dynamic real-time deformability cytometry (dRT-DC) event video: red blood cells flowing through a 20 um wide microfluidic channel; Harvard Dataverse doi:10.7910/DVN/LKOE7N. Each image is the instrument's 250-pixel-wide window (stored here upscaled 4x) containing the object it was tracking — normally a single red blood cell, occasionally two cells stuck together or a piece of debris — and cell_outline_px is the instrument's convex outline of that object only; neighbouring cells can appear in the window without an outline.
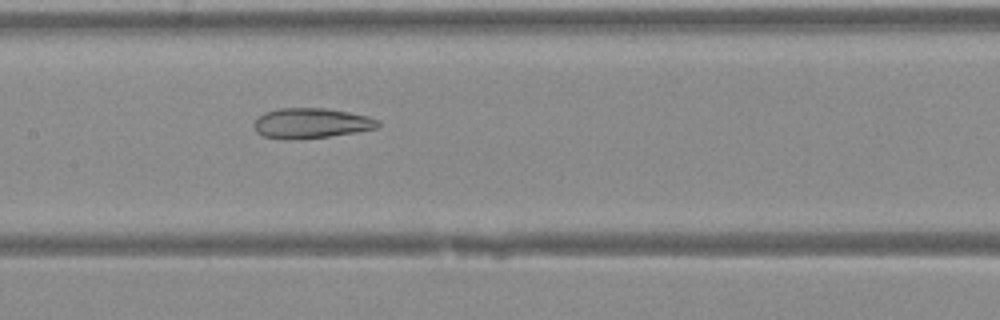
{"species": "Egyptian fruit bat (a non-hibernating species)", "species_latin": "Rousettus aegyptiacus", "temperature_condition": "warm", "stored_images_in_passage": 42, "camera_frame_rate_fps": 3000, "um_per_image_px": 0.085, "animal": {"sex": "female"}, "frame": {"image": 1, "passage_image": 22, "time_ms": 7.0, "image_size_px": [1000, 320], "cell_outline_px": [[380, 128], [356, 132], [328, 136], [264, 136], [256, 132], [252, 124], [256, 116], [264, 112], [280, 108], [324, 108], [348, 112], [368, 116], [380, 120]], "centroid_in_image_um": [26.49, 10.41], "position_along_channel_um": 180.9, "area_um2": 21.1}}
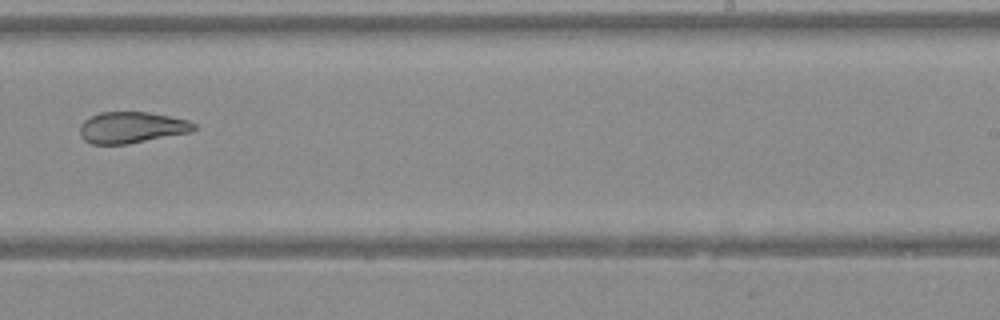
{"frame": {"image": 2, "passage_image": 28, "time_ms": 9.0, "image_size_px": [1000, 320], "cell_outline_px": [[196, 128], [188, 132], [128, 144], [92, 144], [84, 140], [80, 136], [80, 124], [88, 116], [100, 112], [148, 112], [188, 120], [196, 124]], "centroid_in_image_um": [11.13, 10.83], "position_along_channel_um": 277.9, "area_um2": 20.75}}
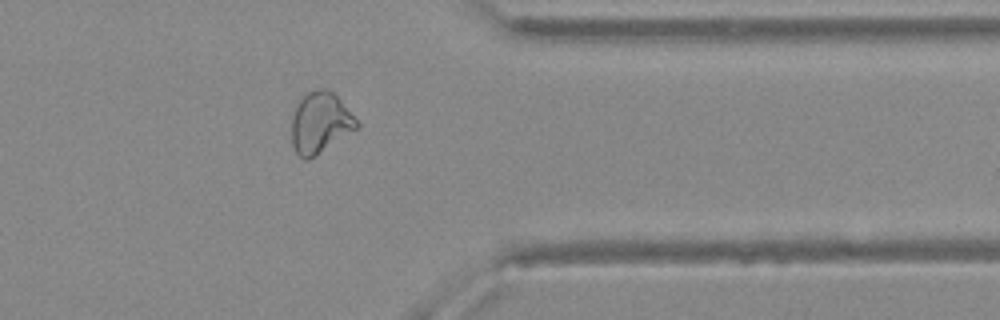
{"frame": {"image": 3, "passage_image": 35, "time_ms": 11.333, "image_size_px": [1000, 320], "cell_outline_px": [[360, 124], [356, 128], [308, 160], [304, 160], [296, 152], [292, 144], [292, 112], [300, 96], [308, 92], [320, 88], [324, 88], [332, 92], [340, 100]], "centroid_in_image_um": [27.16, 10.41], "position_along_channel_um": 384.2, "area_um2": 22.77}}